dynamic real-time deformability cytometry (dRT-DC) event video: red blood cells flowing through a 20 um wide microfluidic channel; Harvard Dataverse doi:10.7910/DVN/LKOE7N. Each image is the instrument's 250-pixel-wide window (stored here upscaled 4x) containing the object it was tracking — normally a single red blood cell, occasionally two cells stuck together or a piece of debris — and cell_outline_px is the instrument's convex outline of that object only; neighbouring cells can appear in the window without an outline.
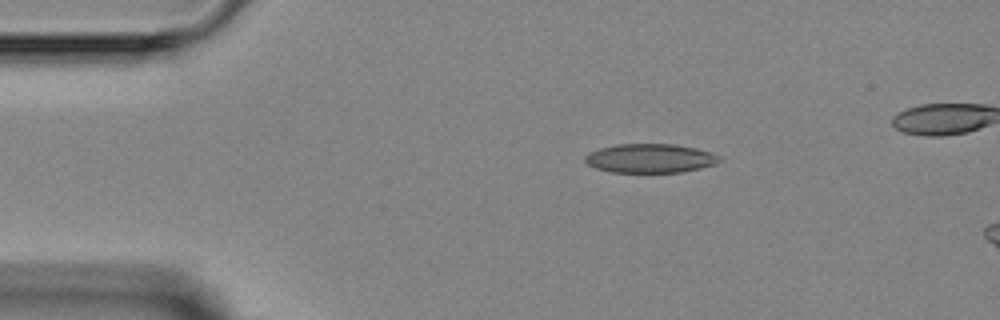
{"species": "Egyptian fruit bat (a non-hibernating species)", "species_latin": "Rousettus aegyptiacus", "temperature_condition": "room temperature", "stored_images_in_passage": 3, "camera_frame_rate_fps": 3000, "um_per_image_px": 0.085, "animal": {"sex": "female"}, "frame": {"image": 1, "passage_image": 1, "time_ms": 0.0, "image_size_px": [1000, 320], "cell_outline_px": [[724, 160], [716, 164], [700, 168], [680, 172], [608, 172], [596, 168], [588, 164], [584, 160], [584, 156], [588, 152], [600, 148], [616, 144], [676, 144], [696, 148], [712, 152], [720, 156]], "centroid_in_image_um": [55.28, 13.45], "position_along_channel_um": 29.7, "area_um2": 22.95}}